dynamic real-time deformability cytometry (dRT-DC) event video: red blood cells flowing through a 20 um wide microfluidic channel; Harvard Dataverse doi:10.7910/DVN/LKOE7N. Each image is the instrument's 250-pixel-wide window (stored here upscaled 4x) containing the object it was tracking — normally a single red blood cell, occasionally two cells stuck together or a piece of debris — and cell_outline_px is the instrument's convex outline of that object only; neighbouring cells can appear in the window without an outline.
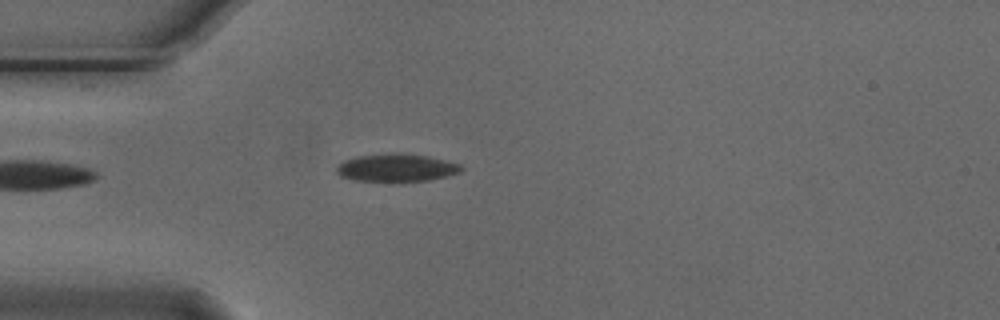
{"species": "Egyptian fruit bat (a non-hibernating species)", "species_latin": "Rousettus aegyptiacus", "temperature_condition": "cold", "stored_images_in_passage": 40, "camera_frame_rate_fps": 3000, "um_per_image_px": 0.085, "animal": {"sex": "male"}, "frame": {"image": 1, "passage_image": 1, "time_ms": 0.0, "image_size_px": [1000, 320], "cell_outline_px": [[464, 168], [460, 172], [428, 180], [356, 180], [340, 176], [336, 172], [336, 168], [344, 160], [360, 156], [428, 156], [460, 164]], "centroid_in_image_um": [33.71, 14.29], "position_along_channel_um": 51.3, "area_um2": 18.67}}
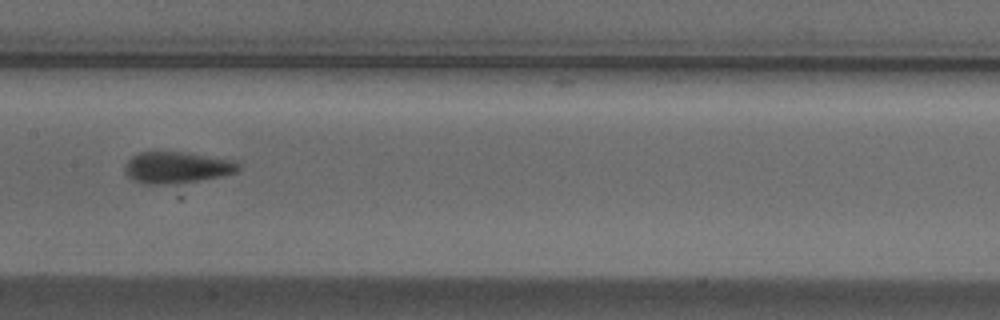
{"frame": {"image": 2, "passage_image": 13, "time_ms": 4.0, "image_size_px": [1000, 320], "cell_outline_px": [[240, 168], [236, 172], [224, 176], [176, 184], [144, 184], [132, 180], [124, 172], [124, 168], [128, 160], [132, 156], [140, 152], [180, 152], [236, 160], [240, 164]], "centroid_in_image_um": [15.04, 14.25], "position_along_channel_um": 192.4, "area_um2": 20.98}}
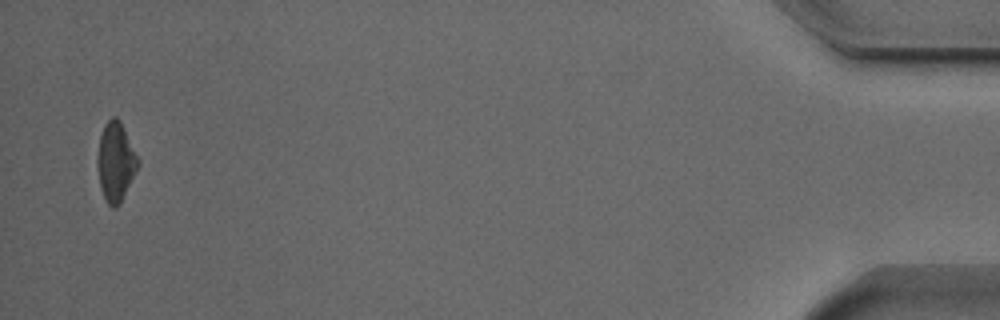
{"frame": {"image": 3, "passage_image": 39, "time_ms": 12.667, "image_size_px": [1000, 320], "cell_outline_px": [[140, 164], [120, 204], [116, 208], [112, 208], [108, 204], [100, 188], [96, 164], [96, 160], [100, 136], [104, 124], [112, 116], [116, 116], [120, 120], [140, 160]], "centroid_in_image_um": [9.83, 13.75], "position_along_channel_um": 425.4, "area_um2": 18.96}, "authors_computed_cell_mechanics": {"area_um2": 19.7098, "velocity_mm_per_s": 3.7496, "shape_relaxation_time_tau1_ms": 2.6374, "shape_relaxation_time_tau2_ms": 2.7273, "deformation_change_tau1": 0.0818, "deformation_change_tau2": 0.0641}}